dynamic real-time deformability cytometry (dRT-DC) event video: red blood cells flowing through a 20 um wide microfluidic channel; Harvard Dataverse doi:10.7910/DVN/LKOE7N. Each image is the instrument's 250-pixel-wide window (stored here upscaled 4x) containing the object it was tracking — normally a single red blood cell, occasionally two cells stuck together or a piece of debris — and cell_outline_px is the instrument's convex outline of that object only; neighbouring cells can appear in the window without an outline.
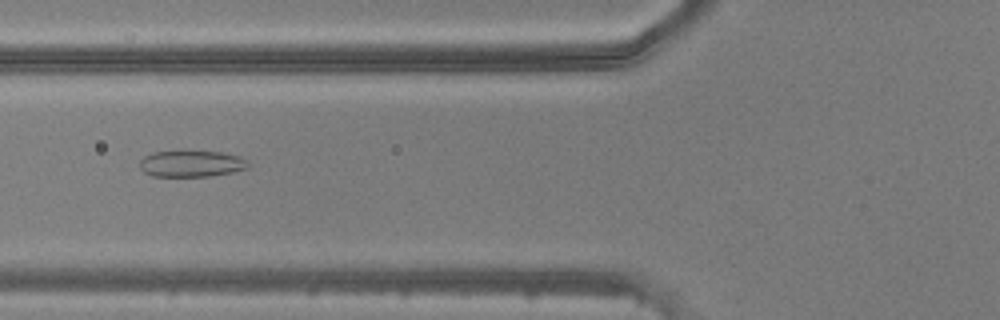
{"species": "common noctule bat (a hibernating species)", "species_latin": "Nyctalus noctula", "temperature_condition": "warm", "stored_images_in_passage": 34, "camera_frame_rate_fps": 3000, "um_per_image_px": 0.085, "animal": {"sex": "male", "body_mass_g": 20.5, "forearm_length_mm": 52.5}, "frame": {"image": 1, "passage_image": 5, "time_ms": 1.333, "image_size_px": [1000, 320], "cell_outline_px": [[248, 168], [232, 172], [208, 176], [152, 176], [144, 172], [140, 168], [140, 160], [144, 156], [152, 152], [180, 148], [220, 152], [240, 156], [248, 160]], "centroid_in_image_um": [16.23, 13.86], "position_along_channel_um": 109.6, "area_um2": 17.46}}
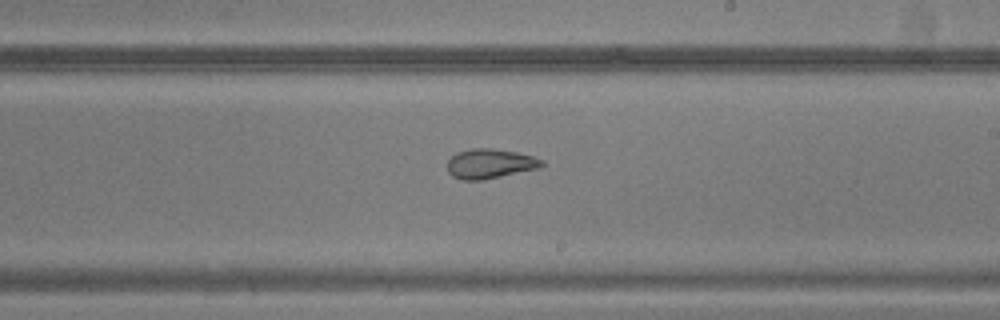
{"frame": {"image": 2, "passage_image": 15, "time_ms": 4.667, "image_size_px": [1000, 320], "cell_outline_px": [[544, 164], [540, 168], [484, 180], [460, 180], [452, 176], [448, 172], [448, 160], [456, 152], [472, 148], [492, 148], [516, 152], [532, 156], [544, 160]], "centroid_in_image_um": [41.65, 13.92], "position_along_channel_um": 247.4, "area_um2": 16.47}}
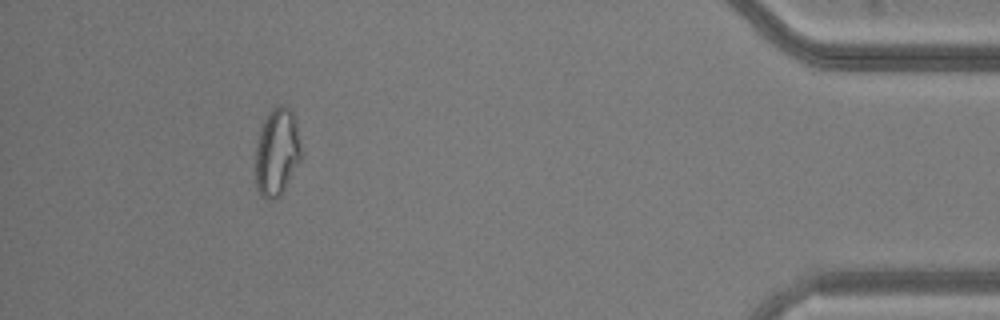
{"frame": {"image": 3, "passage_image": 31, "time_ms": 10.0, "image_size_px": [1000, 320], "cell_outline_px": [[300, 160], [280, 196], [272, 200], [264, 200], [260, 196], [256, 184], [256, 144], [264, 120], [268, 112], [272, 108], [280, 104], [284, 104], [292, 112], [296, 120], [300, 148]], "centroid_in_image_um": [23.52, 12.93], "position_along_channel_um": 411.7, "area_um2": 23.18}}